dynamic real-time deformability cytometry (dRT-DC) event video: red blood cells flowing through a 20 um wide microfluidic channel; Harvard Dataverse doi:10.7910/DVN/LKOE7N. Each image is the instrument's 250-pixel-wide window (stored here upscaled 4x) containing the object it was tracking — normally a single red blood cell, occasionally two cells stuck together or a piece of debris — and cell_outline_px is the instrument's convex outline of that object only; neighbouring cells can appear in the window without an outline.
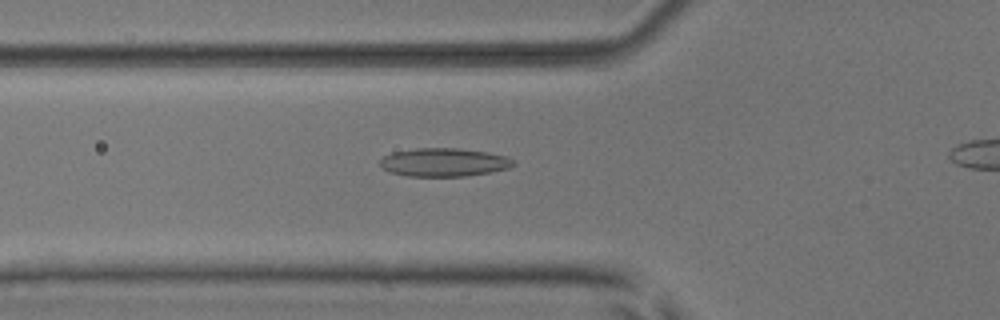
{"species": "common noctule bat (a hibernating species)", "species_latin": "Nyctalus noctula", "temperature_condition": "room temperature", "stored_images_in_passage": 29, "camera_frame_rate_fps": 3000, "um_per_image_px": 0.085, "animal": {"sex": "male", "body_mass_g": 17.9, "forearm_length_mm": 54.2}, "frame": {"image": 1, "passage_image": 7, "time_ms": 2.0, "image_size_px": [1000, 320], "cell_outline_px": [[516, 164], [508, 168], [488, 172], [464, 176], [408, 176], [388, 172], [380, 168], [380, 160], [384, 156], [392, 152], [416, 148], [460, 148], [488, 152], [504, 156], [512, 160]], "centroid_in_image_um": [37.67, 13.79], "position_along_channel_um": 88.1, "area_um2": 22.02}}
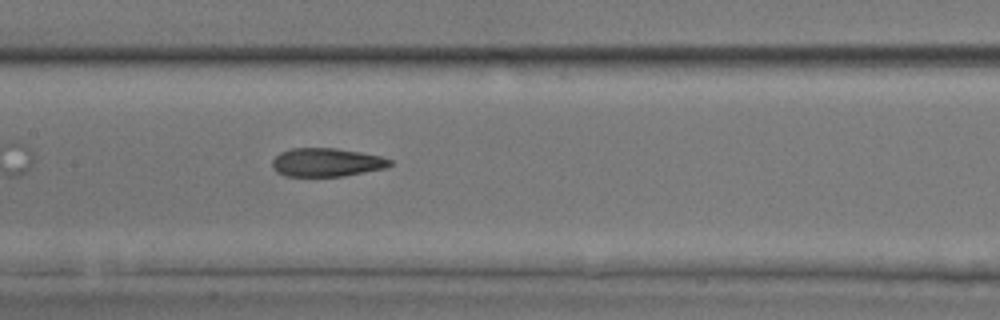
{"frame": {"image": 2, "passage_image": 14, "time_ms": 4.333, "image_size_px": [1000, 320], "cell_outline_px": [[392, 164], [384, 168], [344, 176], [284, 176], [276, 172], [272, 168], [272, 160], [280, 152], [292, 148], [336, 148], [360, 152], [380, 156], [392, 160]], "centroid_in_image_um": [27.72, 13.8], "position_along_channel_um": 179.7, "area_um2": 19.54}}
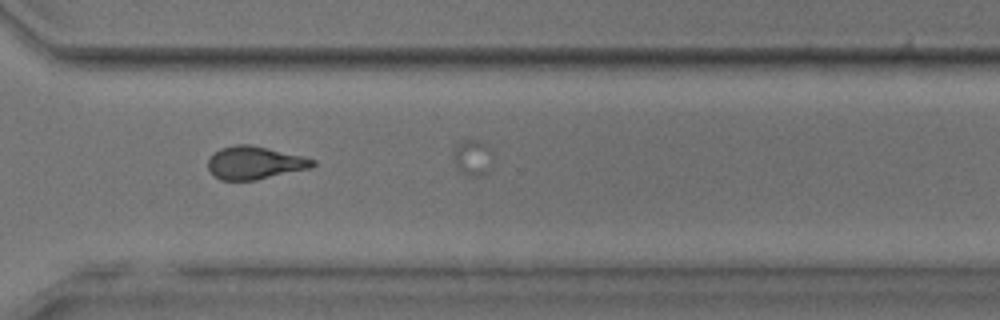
{"frame": {"image": 3, "passage_image": 27, "time_ms": 8.667, "image_size_px": [1000, 320], "cell_outline_px": [[316, 164], [312, 168], [256, 180], [220, 180], [208, 168], [208, 160], [220, 148], [236, 144], [248, 144], [268, 148], [304, 156], [316, 160]], "centroid_in_image_um": [21.7, 13.84], "position_along_channel_um": 348.9, "area_um2": 20.06}}